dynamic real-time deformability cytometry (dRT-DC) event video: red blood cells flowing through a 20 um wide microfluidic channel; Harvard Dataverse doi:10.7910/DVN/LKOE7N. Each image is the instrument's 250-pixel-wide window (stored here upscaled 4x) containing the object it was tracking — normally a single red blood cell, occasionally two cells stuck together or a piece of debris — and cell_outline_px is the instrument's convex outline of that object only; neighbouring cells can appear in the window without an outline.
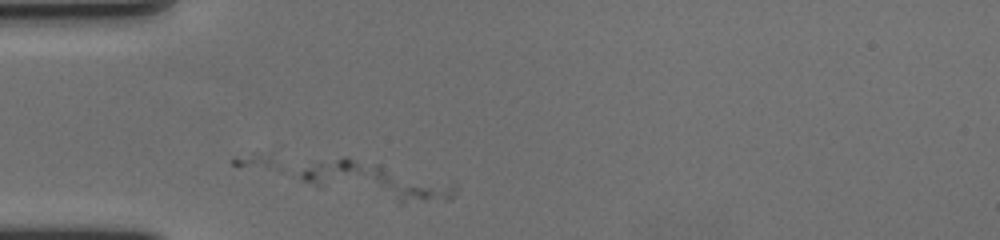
{"species": "human", "species_latin": "Homo sapiens", "temperature_condition": "cold", "stored_images_in_passage": 17, "camera_frame_rate_fps": 3000, "um_per_image_px": 0.085, "donor": {"sex": "female"}, "frame": {"image": 1, "passage_image": 1, "time_ms": 0.0, "image_size_px": [1000, 240], "cell_outline_px": [[456, 188], [452, 196], [448, 200], [400, 204], [316, 184], [304, 180], [300, 176], [300, 172], [304, 168], [320, 160], [344, 156], [452, 180]], "centroid_in_image_um": [32.16, 15.37], "position_along_channel_um": 52.8, "area_um2": 32.31}}